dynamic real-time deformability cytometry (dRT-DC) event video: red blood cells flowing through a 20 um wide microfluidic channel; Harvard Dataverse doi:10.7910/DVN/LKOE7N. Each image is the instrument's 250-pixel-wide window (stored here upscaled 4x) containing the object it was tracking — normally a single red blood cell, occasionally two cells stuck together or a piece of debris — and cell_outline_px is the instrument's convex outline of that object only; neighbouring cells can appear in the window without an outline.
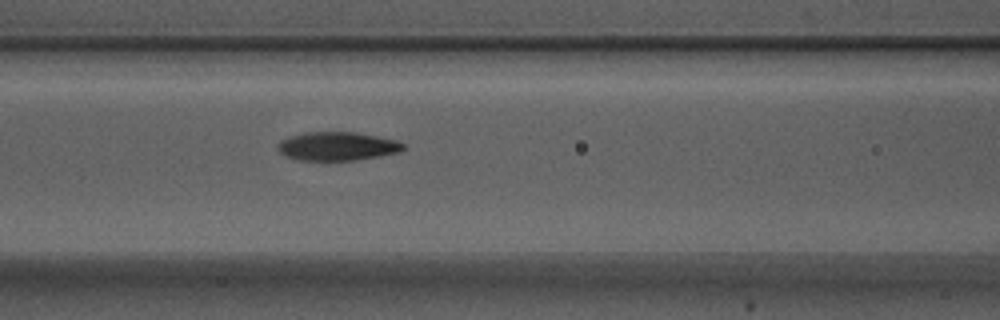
{"species": "Egyptian fruit bat (a non-hibernating species)", "species_latin": "Rousettus aegyptiacus", "temperature_condition": "warm", "stored_images_in_passage": 4, "segment_of_instrument_passage": [1, 2], "camera_frame_rate_fps": 3000, "um_per_image_px": 0.085, "animal": {"sex": "male"}, "frame": {"image": 1, "passage_image": 3, "time_ms": 0.667, "image_size_px": [1000, 320], "cell_outline_px": [[404, 148], [400, 152], [380, 156], [352, 160], [300, 160], [288, 156], [280, 152], [276, 148], [276, 144], [280, 140], [304, 132], [356, 132], [396, 140], [404, 144]], "centroid_in_image_um": [28.66, 12.42], "position_along_channel_um": 137.9, "area_um2": 20.81}}